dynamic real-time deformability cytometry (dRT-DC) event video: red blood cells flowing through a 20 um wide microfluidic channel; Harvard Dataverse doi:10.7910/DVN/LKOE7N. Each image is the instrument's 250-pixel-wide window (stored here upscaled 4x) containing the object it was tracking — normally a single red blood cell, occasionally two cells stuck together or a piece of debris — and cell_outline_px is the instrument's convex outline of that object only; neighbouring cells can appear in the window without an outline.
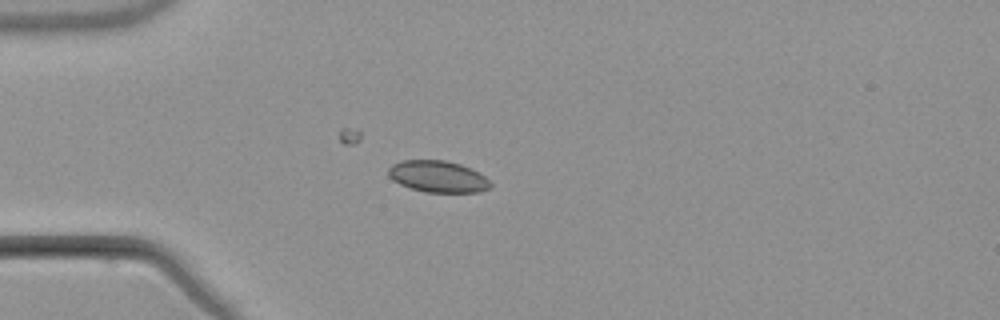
{"species": "common noctule bat (a hibernating species)", "species_latin": "Nyctalus noctula", "temperature_condition": "warm", "stored_images_in_passage": 7, "camera_frame_rate_fps": 3000, "um_per_image_px": 0.085, "animal": {"sex": "male", "body_mass_g": 21.5, "forearm_length_mm": 52.0}, "frame": {"image": 1, "passage_image": 4, "time_ms": 3.667, "image_size_px": [1000, 320], "cell_outline_px": [[492, 188], [480, 192], [424, 192], [400, 184], [392, 180], [388, 176], [388, 168], [392, 164], [400, 160], [444, 160], [460, 164], [472, 168], [484, 176], [492, 184]], "centroid_in_image_um": [37.22, 15.0], "position_along_channel_um": 47.8, "area_um2": 18.96}}
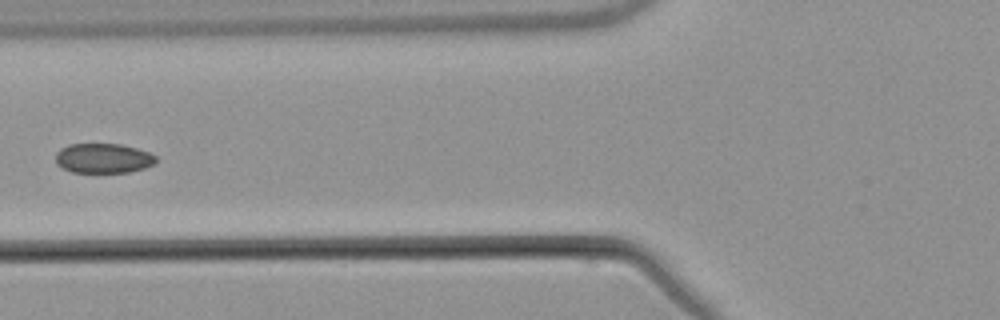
{"frame": {"image": 2, "passage_image": 6, "time_ms": 6.0, "image_size_px": [1000, 320], "cell_outline_px": [[156, 160], [152, 164], [144, 168], [128, 172], [72, 172], [56, 164], [56, 152], [60, 148], [68, 144], [120, 144], [136, 148], [148, 152], [156, 156]], "centroid_in_image_um": [8.75, 13.44], "position_along_channel_um": 117.1, "area_um2": 17.28}}
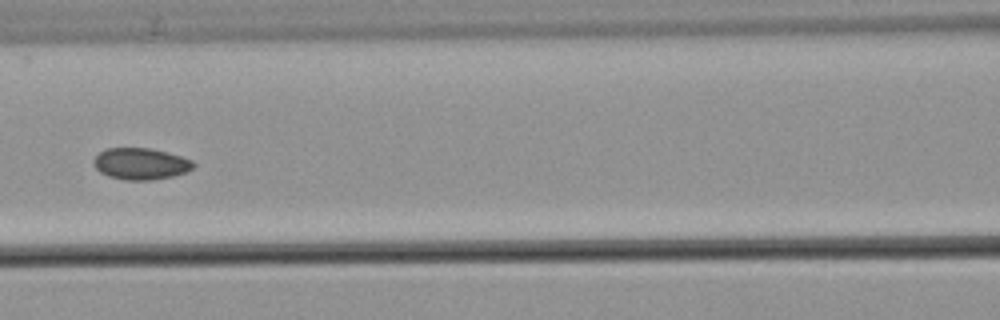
{"frame": {"image": 3, "passage_image": 7, "time_ms": 7.0, "image_size_px": [1000, 320], "cell_outline_px": [[196, 164], [188, 172], [172, 176], [152, 180], [124, 180], [108, 176], [100, 172], [92, 164], [92, 160], [104, 148], [152, 148], [168, 152], [192, 160]], "centroid_in_image_um": [11.95, 13.92], "position_along_channel_um": 154.6, "area_um2": 18.55}}